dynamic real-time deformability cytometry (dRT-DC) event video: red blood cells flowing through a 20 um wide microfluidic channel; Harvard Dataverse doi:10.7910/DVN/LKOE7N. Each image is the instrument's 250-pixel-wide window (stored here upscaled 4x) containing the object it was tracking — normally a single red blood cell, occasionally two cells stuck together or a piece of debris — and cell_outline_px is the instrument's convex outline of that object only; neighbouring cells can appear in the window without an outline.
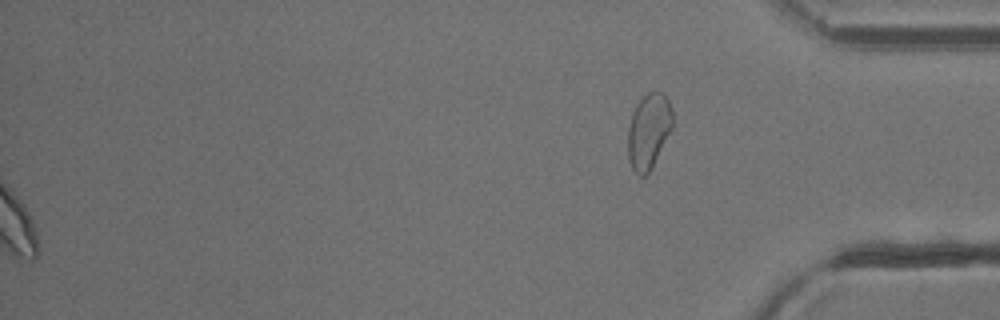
{"species": "common noctule bat (a hibernating species)", "species_latin": "Nyctalus noctula", "temperature_condition": "cold", "stored_images_in_passage": 56, "segment_of_instrument_passage": [2, 2], "camera_frame_rate_fps": 3000, "um_per_image_px": 0.085, "animal": {"sex": "male", "body_mass_g": 13.3}, "frame": {"image": 1, "passage_image": 56, "time_ms": 18.333, "image_size_px": [1000, 320], "cell_outline_px": [[672, 128], [652, 168], [644, 176], [640, 176], [632, 168], [628, 156], [628, 128], [632, 112], [640, 96], [648, 92], [660, 92], [668, 100], [672, 108]], "centroid_in_image_um": [55.12, 11.12], "position_along_channel_um": 380.1, "area_um2": 19.59}}